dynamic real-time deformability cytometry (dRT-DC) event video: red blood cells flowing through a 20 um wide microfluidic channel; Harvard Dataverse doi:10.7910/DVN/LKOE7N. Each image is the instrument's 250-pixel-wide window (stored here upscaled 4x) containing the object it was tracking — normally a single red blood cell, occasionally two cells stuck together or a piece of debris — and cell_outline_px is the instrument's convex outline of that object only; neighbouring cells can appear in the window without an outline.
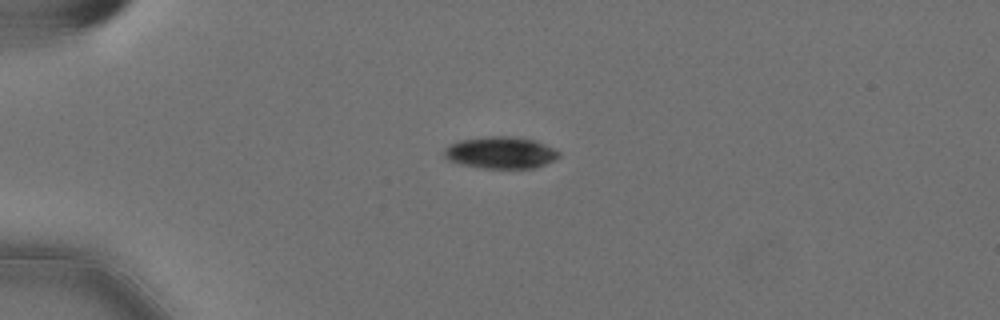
{"species": "Egyptian fruit bat (a non-hibernating species)", "species_latin": "Rousettus aegyptiacus", "temperature_condition": "cold", "stored_images_in_passage": 44, "camera_frame_rate_fps": 3000, "um_per_image_px": 0.085, "animal": {"sex": "female"}, "frame": {"image": 1, "passage_image": 1, "time_ms": 0.0, "image_size_px": [1000, 320], "cell_outline_px": [[560, 156], [556, 160], [536, 168], [484, 168], [460, 164], [448, 160], [444, 156], [444, 148], [448, 144], [460, 140], [488, 136], [512, 136], [532, 140], [556, 148], [560, 152]], "centroid_in_image_um": [42.57, 12.98], "position_along_channel_um": 42.4, "area_um2": 21.5}}
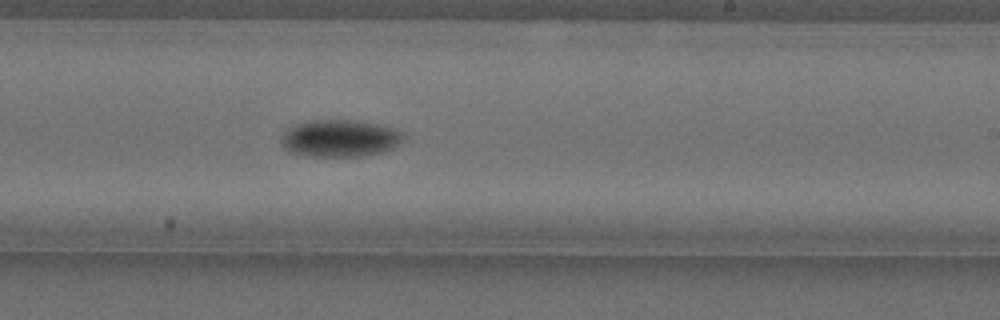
{"frame": {"image": 2, "passage_image": 22, "time_ms": 7.0, "image_size_px": [1000, 320], "cell_outline_px": [[404, 136], [392, 148], [380, 152], [364, 156], [308, 156], [288, 152], [284, 148], [280, 140], [284, 132], [288, 128], [296, 124], [308, 120], [356, 120], [380, 124], [396, 128], [404, 132]], "centroid_in_image_um": [28.87, 11.74], "position_along_channel_um": 260.1, "area_um2": 26.59}}
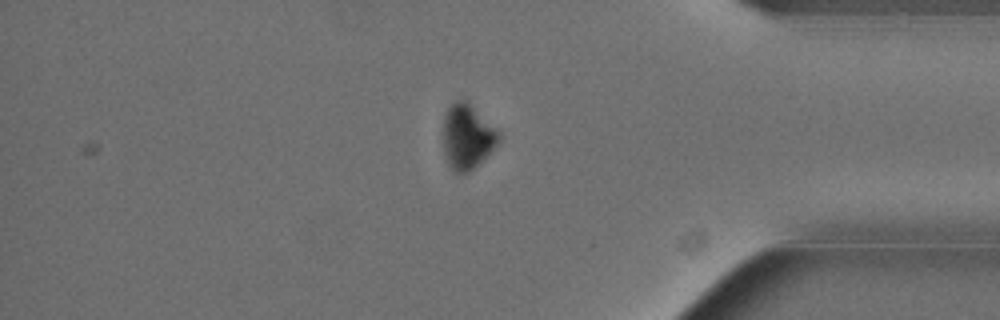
{"frame": {"image": 3, "passage_image": 35, "time_ms": 11.333, "image_size_px": [1000, 320], "cell_outline_px": [[500, 140], [468, 172], [452, 172], [444, 156], [444, 116], [448, 108], [456, 100], [468, 100], [500, 132]], "centroid_in_image_um": [39.7, 11.58], "position_along_channel_um": 395.5, "area_um2": 20.69}}